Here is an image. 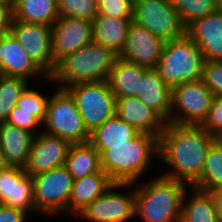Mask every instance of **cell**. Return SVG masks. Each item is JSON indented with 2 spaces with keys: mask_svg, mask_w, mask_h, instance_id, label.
Instances as JSON below:
<instances>
[{
  "mask_svg": "<svg viewBox=\"0 0 222 222\" xmlns=\"http://www.w3.org/2000/svg\"><path fill=\"white\" fill-rule=\"evenodd\" d=\"M201 126L212 136L222 131V96H214L208 115Z\"/></svg>",
  "mask_w": 222,
  "mask_h": 222,
  "instance_id": "d590c367",
  "label": "cell"
},
{
  "mask_svg": "<svg viewBox=\"0 0 222 222\" xmlns=\"http://www.w3.org/2000/svg\"><path fill=\"white\" fill-rule=\"evenodd\" d=\"M201 80L214 96H222V61H205Z\"/></svg>",
  "mask_w": 222,
  "mask_h": 222,
  "instance_id": "e575fe53",
  "label": "cell"
},
{
  "mask_svg": "<svg viewBox=\"0 0 222 222\" xmlns=\"http://www.w3.org/2000/svg\"><path fill=\"white\" fill-rule=\"evenodd\" d=\"M133 19L97 15L93 23V42L119 55L124 49L127 33Z\"/></svg>",
  "mask_w": 222,
  "mask_h": 222,
  "instance_id": "603a6c76",
  "label": "cell"
},
{
  "mask_svg": "<svg viewBox=\"0 0 222 222\" xmlns=\"http://www.w3.org/2000/svg\"><path fill=\"white\" fill-rule=\"evenodd\" d=\"M171 3L185 28L221 7L219 0H171Z\"/></svg>",
  "mask_w": 222,
  "mask_h": 222,
  "instance_id": "4dcf8cb0",
  "label": "cell"
},
{
  "mask_svg": "<svg viewBox=\"0 0 222 222\" xmlns=\"http://www.w3.org/2000/svg\"><path fill=\"white\" fill-rule=\"evenodd\" d=\"M204 63L201 49L185 34L165 42L155 70L164 83L172 89L184 82L200 80Z\"/></svg>",
  "mask_w": 222,
  "mask_h": 222,
  "instance_id": "5b68a950",
  "label": "cell"
},
{
  "mask_svg": "<svg viewBox=\"0 0 222 222\" xmlns=\"http://www.w3.org/2000/svg\"><path fill=\"white\" fill-rule=\"evenodd\" d=\"M159 155V139L139 133L127 145H109L100 154L101 168L114 183H137Z\"/></svg>",
  "mask_w": 222,
  "mask_h": 222,
  "instance_id": "7a4b0ae2",
  "label": "cell"
},
{
  "mask_svg": "<svg viewBox=\"0 0 222 222\" xmlns=\"http://www.w3.org/2000/svg\"><path fill=\"white\" fill-rule=\"evenodd\" d=\"M172 89L164 83L155 69H148L141 78L138 98L152 108L166 123L171 113Z\"/></svg>",
  "mask_w": 222,
  "mask_h": 222,
  "instance_id": "44dd1931",
  "label": "cell"
},
{
  "mask_svg": "<svg viewBox=\"0 0 222 222\" xmlns=\"http://www.w3.org/2000/svg\"><path fill=\"white\" fill-rule=\"evenodd\" d=\"M186 34L201 49L205 61H222V7L191 23Z\"/></svg>",
  "mask_w": 222,
  "mask_h": 222,
  "instance_id": "ac0fdd59",
  "label": "cell"
},
{
  "mask_svg": "<svg viewBox=\"0 0 222 222\" xmlns=\"http://www.w3.org/2000/svg\"><path fill=\"white\" fill-rule=\"evenodd\" d=\"M49 97L30 89V84L20 95L16 106L11 111L34 112V116L43 124Z\"/></svg>",
  "mask_w": 222,
  "mask_h": 222,
  "instance_id": "1f68e13d",
  "label": "cell"
},
{
  "mask_svg": "<svg viewBox=\"0 0 222 222\" xmlns=\"http://www.w3.org/2000/svg\"><path fill=\"white\" fill-rule=\"evenodd\" d=\"M133 21L165 42L186 34L171 0H134Z\"/></svg>",
  "mask_w": 222,
  "mask_h": 222,
  "instance_id": "30bf717a",
  "label": "cell"
},
{
  "mask_svg": "<svg viewBox=\"0 0 222 222\" xmlns=\"http://www.w3.org/2000/svg\"><path fill=\"white\" fill-rule=\"evenodd\" d=\"M71 143L45 132L35 135L25 172L30 176L65 165Z\"/></svg>",
  "mask_w": 222,
  "mask_h": 222,
  "instance_id": "9a60e30c",
  "label": "cell"
},
{
  "mask_svg": "<svg viewBox=\"0 0 222 222\" xmlns=\"http://www.w3.org/2000/svg\"><path fill=\"white\" fill-rule=\"evenodd\" d=\"M65 166L75 181L102 170L100 153L89 141L71 144Z\"/></svg>",
  "mask_w": 222,
  "mask_h": 222,
  "instance_id": "4316f807",
  "label": "cell"
},
{
  "mask_svg": "<svg viewBox=\"0 0 222 222\" xmlns=\"http://www.w3.org/2000/svg\"><path fill=\"white\" fill-rule=\"evenodd\" d=\"M35 134L8 122L0 123V149L8 166L25 168Z\"/></svg>",
  "mask_w": 222,
  "mask_h": 222,
  "instance_id": "ffe728a7",
  "label": "cell"
},
{
  "mask_svg": "<svg viewBox=\"0 0 222 222\" xmlns=\"http://www.w3.org/2000/svg\"><path fill=\"white\" fill-rule=\"evenodd\" d=\"M148 68L120 59L115 60L107 82L115 98L137 97L141 78Z\"/></svg>",
  "mask_w": 222,
  "mask_h": 222,
  "instance_id": "7402d4cb",
  "label": "cell"
},
{
  "mask_svg": "<svg viewBox=\"0 0 222 222\" xmlns=\"http://www.w3.org/2000/svg\"><path fill=\"white\" fill-rule=\"evenodd\" d=\"M191 187L207 193L222 188V148L215 142L208 149L200 178Z\"/></svg>",
  "mask_w": 222,
  "mask_h": 222,
  "instance_id": "f1b7e54d",
  "label": "cell"
},
{
  "mask_svg": "<svg viewBox=\"0 0 222 222\" xmlns=\"http://www.w3.org/2000/svg\"><path fill=\"white\" fill-rule=\"evenodd\" d=\"M187 190L188 184L161 175L140 187L137 185L135 215L143 222H180Z\"/></svg>",
  "mask_w": 222,
  "mask_h": 222,
  "instance_id": "277c9868",
  "label": "cell"
},
{
  "mask_svg": "<svg viewBox=\"0 0 222 222\" xmlns=\"http://www.w3.org/2000/svg\"><path fill=\"white\" fill-rule=\"evenodd\" d=\"M28 212L0 204V222H26Z\"/></svg>",
  "mask_w": 222,
  "mask_h": 222,
  "instance_id": "74e56055",
  "label": "cell"
},
{
  "mask_svg": "<svg viewBox=\"0 0 222 222\" xmlns=\"http://www.w3.org/2000/svg\"><path fill=\"white\" fill-rule=\"evenodd\" d=\"M51 29L55 65L62 58L93 41V23L87 19L59 16Z\"/></svg>",
  "mask_w": 222,
  "mask_h": 222,
  "instance_id": "4fadbf2b",
  "label": "cell"
},
{
  "mask_svg": "<svg viewBox=\"0 0 222 222\" xmlns=\"http://www.w3.org/2000/svg\"><path fill=\"white\" fill-rule=\"evenodd\" d=\"M29 84L24 78L0 74V123L6 122L10 111Z\"/></svg>",
  "mask_w": 222,
  "mask_h": 222,
  "instance_id": "f546056e",
  "label": "cell"
},
{
  "mask_svg": "<svg viewBox=\"0 0 222 222\" xmlns=\"http://www.w3.org/2000/svg\"><path fill=\"white\" fill-rule=\"evenodd\" d=\"M35 210L46 214L69 213L74 179L65 165L32 176Z\"/></svg>",
  "mask_w": 222,
  "mask_h": 222,
  "instance_id": "ba28073f",
  "label": "cell"
},
{
  "mask_svg": "<svg viewBox=\"0 0 222 222\" xmlns=\"http://www.w3.org/2000/svg\"><path fill=\"white\" fill-rule=\"evenodd\" d=\"M0 3H12V0H0Z\"/></svg>",
  "mask_w": 222,
  "mask_h": 222,
  "instance_id": "7bdbcfd3",
  "label": "cell"
},
{
  "mask_svg": "<svg viewBox=\"0 0 222 222\" xmlns=\"http://www.w3.org/2000/svg\"><path fill=\"white\" fill-rule=\"evenodd\" d=\"M113 183L103 170L75 180L69 199V213L78 214L94 199L101 196Z\"/></svg>",
  "mask_w": 222,
  "mask_h": 222,
  "instance_id": "cb8c5ba5",
  "label": "cell"
},
{
  "mask_svg": "<svg viewBox=\"0 0 222 222\" xmlns=\"http://www.w3.org/2000/svg\"><path fill=\"white\" fill-rule=\"evenodd\" d=\"M10 32L16 37L36 65L47 76H50L56 66L52 54L51 27L13 20Z\"/></svg>",
  "mask_w": 222,
  "mask_h": 222,
  "instance_id": "7c38bea8",
  "label": "cell"
},
{
  "mask_svg": "<svg viewBox=\"0 0 222 222\" xmlns=\"http://www.w3.org/2000/svg\"><path fill=\"white\" fill-rule=\"evenodd\" d=\"M135 184L113 183L101 196L94 199L78 214L90 222H128L135 218L136 198ZM134 185V186H133ZM134 188H133V187ZM133 188L131 192H116L119 188ZM135 216V217H134Z\"/></svg>",
  "mask_w": 222,
  "mask_h": 222,
  "instance_id": "8fae6325",
  "label": "cell"
},
{
  "mask_svg": "<svg viewBox=\"0 0 222 222\" xmlns=\"http://www.w3.org/2000/svg\"><path fill=\"white\" fill-rule=\"evenodd\" d=\"M214 142L222 148V131L214 135Z\"/></svg>",
  "mask_w": 222,
  "mask_h": 222,
  "instance_id": "60d3db41",
  "label": "cell"
},
{
  "mask_svg": "<svg viewBox=\"0 0 222 222\" xmlns=\"http://www.w3.org/2000/svg\"><path fill=\"white\" fill-rule=\"evenodd\" d=\"M13 20L52 26L59 18L57 0H12Z\"/></svg>",
  "mask_w": 222,
  "mask_h": 222,
  "instance_id": "484cf974",
  "label": "cell"
},
{
  "mask_svg": "<svg viewBox=\"0 0 222 222\" xmlns=\"http://www.w3.org/2000/svg\"><path fill=\"white\" fill-rule=\"evenodd\" d=\"M13 22V3H0V34L10 32Z\"/></svg>",
  "mask_w": 222,
  "mask_h": 222,
  "instance_id": "f35d334b",
  "label": "cell"
},
{
  "mask_svg": "<svg viewBox=\"0 0 222 222\" xmlns=\"http://www.w3.org/2000/svg\"><path fill=\"white\" fill-rule=\"evenodd\" d=\"M164 45V40L132 21L124 49L118 57L148 69H155L161 58Z\"/></svg>",
  "mask_w": 222,
  "mask_h": 222,
  "instance_id": "5bb4252c",
  "label": "cell"
},
{
  "mask_svg": "<svg viewBox=\"0 0 222 222\" xmlns=\"http://www.w3.org/2000/svg\"><path fill=\"white\" fill-rule=\"evenodd\" d=\"M213 199L219 222H222V188L208 192Z\"/></svg>",
  "mask_w": 222,
  "mask_h": 222,
  "instance_id": "ab89813d",
  "label": "cell"
},
{
  "mask_svg": "<svg viewBox=\"0 0 222 222\" xmlns=\"http://www.w3.org/2000/svg\"><path fill=\"white\" fill-rule=\"evenodd\" d=\"M65 89L73 97L90 134L116 114V98L107 81L78 83Z\"/></svg>",
  "mask_w": 222,
  "mask_h": 222,
  "instance_id": "52a82bcc",
  "label": "cell"
},
{
  "mask_svg": "<svg viewBox=\"0 0 222 222\" xmlns=\"http://www.w3.org/2000/svg\"><path fill=\"white\" fill-rule=\"evenodd\" d=\"M42 126H45L46 130L41 131L63 138L71 144L90 140V133L84 125L76 103L66 89L58 88V91L49 97Z\"/></svg>",
  "mask_w": 222,
  "mask_h": 222,
  "instance_id": "8992f818",
  "label": "cell"
},
{
  "mask_svg": "<svg viewBox=\"0 0 222 222\" xmlns=\"http://www.w3.org/2000/svg\"><path fill=\"white\" fill-rule=\"evenodd\" d=\"M190 189L193 194L189 197L187 190L183 197L180 222H219L210 194L193 187Z\"/></svg>",
  "mask_w": 222,
  "mask_h": 222,
  "instance_id": "83f0119b",
  "label": "cell"
},
{
  "mask_svg": "<svg viewBox=\"0 0 222 222\" xmlns=\"http://www.w3.org/2000/svg\"><path fill=\"white\" fill-rule=\"evenodd\" d=\"M140 132L121 120L116 114L90 134L89 142L101 154L109 145H127Z\"/></svg>",
  "mask_w": 222,
  "mask_h": 222,
  "instance_id": "d4e9b609",
  "label": "cell"
},
{
  "mask_svg": "<svg viewBox=\"0 0 222 222\" xmlns=\"http://www.w3.org/2000/svg\"><path fill=\"white\" fill-rule=\"evenodd\" d=\"M0 158H4V155L2 154L1 149H0Z\"/></svg>",
  "mask_w": 222,
  "mask_h": 222,
  "instance_id": "ee69618b",
  "label": "cell"
},
{
  "mask_svg": "<svg viewBox=\"0 0 222 222\" xmlns=\"http://www.w3.org/2000/svg\"><path fill=\"white\" fill-rule=\"evenodd\" d=\"M214 98L203 81L184 82L172 88L168 123L201 125Z\"/></svg>",
  "mask_w": 222,
  "mask_h": 222,
  "instance_id": "9c48e42d",
  "label": "cell"
},
{
  "mask_svg": "<svg viewBox=\"0 0 222 222\" xmlns=\"http://www.w3.org/2000/svg\"><path fill=\"white\" fill-rule=\"evenodd\" d=\"M0 74L21 77L28 81L36 75L48 77L11 32L0 36Z\"/></svg>",
  "mask_w": 222,
  "mask_h": 222,
  "instance_id": "e0dca14e",
  "label": "cell"
},
{
  "mask_svg": "<svg viewBox=\"0 0 222 222\" xmlns=\"http://www.w3.org/2000/svg\"><path fill=\"white\" fill-rule=\"evenodd\" d=\"M8 165H7V163H6V161H5V158H0V172L4 169V168H6Z\"/></svg>",
  "mask_w": 222,
  "mask_h": 222,
  "instance_id": "b9f144b4",
  "label": "cell"
},
{
  "mask_svg": "<svg viewBox=\"0 0 222 222\" xmlns=\"http://www.w3.org/2000/svg\"><path fill=\"white\" fill-rule=\"evenodd\" d=\"M6 122L17 126L18 128L25 129L37 135L40 131H36L38 126L43 124L34 116V112L26 111H10Z\"/></svg>",
  "mask_w": 222,
  "mask_h": 222,
  "instance_id": "8d00e7d4",
  "label": "cell"
},
{
  "mask_svg": "<svg viewBox=\"0 0 222 222\" xmlns=\"http://www.w3.org/2000/svg\"><path fill=\"white\" fill-rule=\"evenodd\" d=\"M214 136L201 125L166 123L159 137L158 157L172 167L161 176L188 183L191 187L201 176Z\"/></svg>",
  "mask_w": 222,
  "mask_h": 222,
  "instance_id": "6da1fadb",
  "label": "cell"
},
{
  "mask_svg": "<svg viewBox=\"0 0 222 222\" xmlns=\"http://www.w3.org/2000/svg\"><path fill=\"white\" fill-rule=\"evenodd\" d=\"M61 17H72L93 21L98 15L97 0H57Z\"/></svg>",
  "mask_w": 222,
  "mask_h": 222,
  "instance_id": "d6a6232c",
  "label": "cell"
},
{
  "mask_svg": "<svg viewBox=\"0 0 222 222\" xmlns=\"http://www.w3.org/2000/svg\"><path fill=\"white\" fill-rule=\"evenodd\" d=\"M117 58L112 50L92 41L62 58L46 79L62 89L78 83L107 81Z\"/></svg>",
  "mask_w": 222,
  "mask_h": 222,
  "instance_id": "3957f363",
  "label": "cell"
},
{
  "mask_svg": "<svg viewBox=\"0 0 222 222\" xmlns=\"http://www.w3.org/2000/svg\"><path fill=\"white\" fill-rule=\"evenodd\" d=\"M0 204L20 208L26 212L35 210L33 179L25 168L7 166L0 172Z\"/></svg>",
  "mask_w": 222,
  "mask_h": 222,
  "instance_id": "2e32d148",
  "label": "cell"
},
{
  "mask_svg": "<svg viewBox=\"0 0 222 222\" xmlns=\"http://www.w3.org/2000/svg\"><path fill=\"white\" fill-rule=\"evenodd\" d=\"M116 115L141 133L156 136L164 131L166 122L138 97L116 99Z\"/></svg>",
  "mask_w": 222,
  "mask_h": 222,
  "instance_id": "d6986e66",
  "label": "cell"
},
{
  "mask_svg": "<svg viewBox=\"0 0 222 222\" xmlns=\"http://www.w3.org/2000/svg\"><path fill=\"white\" fill-rule=\"evenodd\" d=\"M98 15L133 19L134 0H97Z\"/></svg>",
  "mask_w": 222,
  "mask_h": 222,
  "instance_id": "836d02e7",
  "label": "cell"
}]
</instances>
